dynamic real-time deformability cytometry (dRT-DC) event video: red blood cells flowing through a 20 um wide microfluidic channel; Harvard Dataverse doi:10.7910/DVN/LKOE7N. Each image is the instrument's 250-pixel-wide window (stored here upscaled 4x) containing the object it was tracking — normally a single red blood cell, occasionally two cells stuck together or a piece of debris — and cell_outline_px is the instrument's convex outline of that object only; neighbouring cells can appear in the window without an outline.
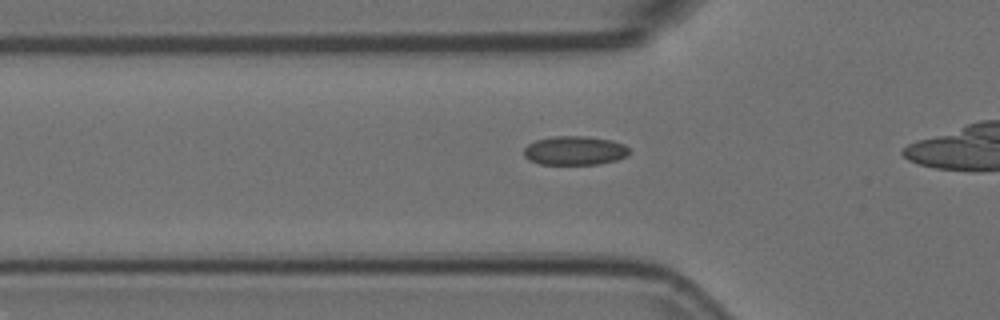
{"species": "Egyptian fruit bat (a non-hibernating species)", "species_latin": "Rousettus aegyptiacus", "temperature_condition": "room temperature", "stored_images_in_passage": 11, "camera_frame_rate_fps": 3000, "um_per_image_px": 0.085, "animal": {"sex": "female"}, "frame": {"image": 1, "passage_image": 5, "time_ms": 1.333, "image_size_px": [1000, 320], "cell_outline_px": [[628, 156], [616, 160], [600, 164], [540, 164], [528, 160], [524, 156], [524, 148], [528, 144], [536, 140], [556, 136], [584, 136], [612, 140], [624, 144], [628, 148]], "centroid_in_image_um": [48.85, 12.8], "position_along_channel_um": 77.0, "area_um2": 17.8}}
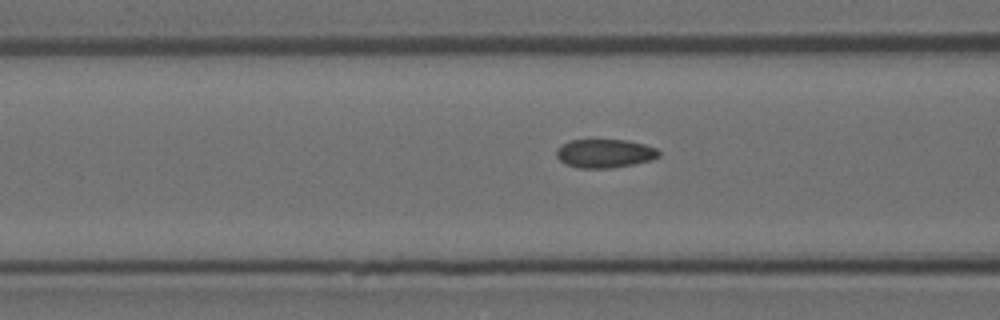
{"frame": {"image": 2, "passage_image": 8, "time_ms": 2.333, "image_size_px": [1000, 320], "cell_outline_px": [[660, 156], [652, 160], [612, 168], [580, 168], [564, 164], [556, 156], [556, 148], [568, 140], [628, 140], [644, 144], [656, 148], [660, 152]], "centroid_in_image_um": [51.39, 13.04], "position_along_channel_um": 115.2, "area_um2": 17.22}}